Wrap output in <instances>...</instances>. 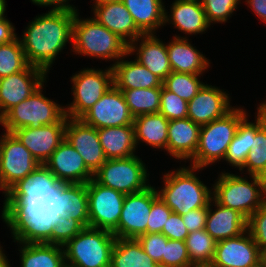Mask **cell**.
<instances>
[{
    "label": "cell",
    "mask_w": 266,
    "mask_h": 267,
    "mask_svg": "<svg viewBox=\"0 0 266 267\" xmlns=\"http://www.w3.org/2000/svg\"><path fill=\"white\" fill-rule=\"evenodd\" d=\"M254 13L257 14L264 22H266V0H247L246 1Z\"/></svg>",
    "instance_id": "cell-50"
},
{
    "label": "cell",
    "mask_w": 266,
    "mask_h": 267,
    "mask_svg": "<svg viewBox=\"0 0 266 267\" xmlns=\"http://www.w3.org/2000/svg\"><path fill=\"white\" fill-rule=\"evenodd\" d=\"M75 11L72 45L75 53L103 59H121L129 54V45L94 18L81 20Z\"/></svg>",
    "instance_id": "cell-6"
},
{
    "label": "cell",
    "mask_w": 266,
    "mask_h": 267,
    "mask_svg": "<svg viewBox=\"0 0 266 267\" xmlns=\"http://www.w3.org/2000/svg\"><path fill=\"white\" fill-rule=\"evenodd\" d=\"M106 159H118L134 156L136 150L134 125L97 129Z\"/></svg>",
    "instance_id": "cell-29"
},
{
    "label": "cell",
    "mask_w": 266,
    "mask_h": 267,
    "mask_svg": "<svg viewBox=\"0 0 266 267\" xmlns=\"http://www.w3.org/2000/svg\"><path fill=\"white\" fill-rule=\"evenodd\" d=\"M0 188L5 192L2 218L17 215L43 192L42 165L13 134L0 140Z\"/></svg>",
    "instance_id": "cell-1"
},
{
    "label": "cell",
    "mask_w": 266,
    "mask_h": 267,
    "mask_svg": "<svg viewBox=\"0 0 266 267\" xmlns=\"http://www.w3.org/2000/svg\"><path fill=\"white\" fill-rule=\"evenodd\" d=\"M110 267H162L145 253L137 239L116 238Z\"/></svg>",
    "instance_id": "cell-34"
},
{
    "label": "cell",
    "mask_w": 266,
    "mask_h": 267,
    "mask_svg": "<svg viewBox=\"0 0 266 267\" xmlns=\"http://www.w3.org/2000/svg\"><path fill=\"white\" fill-rule=\"evenodd\" d=\"M71 79L74 101L65 110L71 119H80L114 85L112 67L104 72L87 68Z\"/></svg>",
    "instance_id": "cell-13"
},
{
    "label": "cell",
    "mask_w": 266,
    "mask_h": 267,
    "mask_svg": "<svg viewBox=\"0 0 266 267\" xmlns=\"http://www.w3.org/2000/svg\"><path fill=\"white\" fill-rule=\"evenodd\" d=\"M251 175L266 178V122L256 131L251 151L247 155L244 165Z\"/></svg>",
    "instance_id": "cell-39"
},
{
    "label": "cell",
    "mask_w": 266,
    "mask_h": 267,
    "mask_svg": "<svg viewBox=\"0 0 266 267\" xmlns=\"http://www.w3.org/2000/svg\"><path fill=\"white\" fill-rule=\"evenodd\" d=\"M43 187L47 184H86L94 174L82 156L66 140L54 150L42 166Z\"/></svg>",
    "instance_id": "cell-12"
},
{
    "label": "cell",
    "mask_w": 266,
    "mask_h": 267,
    "mask_svg": "<svg viewBox=\"0 0 266 267\" xmlns=\"http://www.w3.org/2000/svg\"><path fill=\"white\" fill-rule=\"evenodd\" d=\"M251 177L253 182L249 183L240 176L222 173L213 186L212 199L224 207L237 210L248 219L266 203V178L257 175Z\"/></svg>",
    "instance_id": "cell-5"
},
{
    "label": "cell",
    "mask_w": 266,
    "mask_h": 267,
    "mask_svg": "<svg viewBox=\"0 0 266 267\" xmlns=\"http://www.w3.org/2000/svg\"><path fill=\"white\" fill-rule=\"evenodd\" d=\"M173 211L157 196L153 202L147 224V233H161Z\"/></svg>",
    "instance_id": "cell-45"
},
{
    "label": "cell",
    "mask_w": 266,
    "mask_h": 267,
    "mask_svg": "<svg viewBox=\"0 0 266 267\" xmlns=\"http://www.w3.org/2000/svg\"><path fill=\"white\" fill-rule=\"evenodd\" d=\"M74 11L50 10L28 25L21 44L29 65L46 73L69 39L72 41Z\"/></svg>",
    "instance_id": "cell-2"
},
{
    "label": "cell",
    "mask_w": 266,
    "mask_h": 267,
    "mask_svg": "<svg viewBox=\"0 0 266 267\" xmlns=\"http://www.w3.org/2000/svg\"><path fill=\"white\" fill-rule=\"evenodd\" d=\"M109 1H118V0H96L95 2V4H101V3H103V2H109Z\"/></svg>",
    "instance_id": "cell-55"
},
{
    "label": "cell",
    "mask_w": 266,
    "mask_h": 267,
    "mask_svg": "<svg viewBox=\"0 0 266 267\" xmlns=\"http://www.w3.org/2000/svg\"><path fill=\"white\" fill-rule=\"evenodd\" d=\"M250 267H266V263L260 258L254 265Z\"/></svg>",
    "instance_id": "cell-53"
},
{
    "label": "cell",
    "mask_w": 266,
    "mask_h": 267,
    "mask_svg": "<svg viewBox=\"0 0 266 267\" xmlns=\"http://www.w3.org/2000/svg\"><path fill=\"white\" fill-rule=\"evenodd\" d=\"M185 242L191 263L195 267H209L214 257L216 241L206 230L190 232Z\"/></svg>",
    "instance_id": "cell-36"
},
{
    "label": "cell",
    "mask_w": 266,
    "mask_h": 267,
    "mask_svg": "<svg viewBox=\"0 0 266 267\" xmlns=\"http://www.w3.org/2000/svg\"><path fill=\"white\" fill-rule=\"evenodd\" d=\"M200 127L188 117L170 120L166 151L178 159H191L198 147Z\"/></svg>",
    "instance_id": "cell-25"
},
{
    "label": "cell",
    "mask_w": 266,
    "mask_h": 267,
    "mask_svg": "<svg viewBox=\"0 0 266 267\" xmlns=\"http://www.w3.org/2000/svg\"><path fill=\"white\" fill-rule=\"evenodd\" d=\"M199 75L172 71L163 80L162 85L186 102H189L204 85L198 80Z\"/></svg>",
    "instance_id": "cell-38"
},
{
    "label": "cell",
    "mask_w": 266,
    "mask_h": 267,
    "mask_svg": "<svg viewBox=\"0 0 266 267\" xmlns=\"http://www.w3.org/2000/svg\"><path fill=\"white\" fill-rule=\"evenodd\" d=\"M15 28L5 17L0 19V44L11 42L16 38Z\"/></svg>",
    "instance_id": "cell-48"
},
{
    "label": "cell",
    "mask_w": 266,
    "mask_h": 267,
    "mask_svg": "<svg viewBox=\"0 0 266 267\" xmlns=\"http://www.w3.org/2000/svg\"><path fill=\"white\" fill-rule=\"evenodd\" d=\"M169 120L158 113L136 116L133 121L135 130V142L142 140L156 148L167 147Z\"/></svg>",
    "instance_id": "cell-33"
},
{
    "label": "cell",
    "mask_w": 266,
    "mask_h": 267,
    "mask_svg": "<svg viewBox=\"0 0 266 267\" xmlns=\"http://www.w3.org/2000/svg\"><path fill=\"white\" fill-rule=\"evenodd\" d=\"M5 223L11 228L14 239L23 244L21 267H65L62 246L44 243L16 215H7ZM63 249H61V248Z\"/></svg>",
    "instance_id": "cell-10"
},
{
    "label": "cell",
    "mask_w": 266,
    "mask_h": 267,
    "mask_svg": "<svg viewBox=\"0 0 266 267\" xmlns=\"http://www.w3.org/2000/svg\"><path fill=\"white\" fill-rule=\"evenodd\" d=\"M257 111L258 116L255 124L247 122V116L240 122L224 158L232 166L239 167V169L244 165L247 155L252 149L256 131L266 122L265 116L259 109Z\"/></svg>",
    "instance_id": "cell-31"
},
{
    "label": "cell",
    "mask_w": 266,
    "mask_h": 267,
    "mask_svg": "<svg viewBox=\"0 0 266 267\" xmlns=\"http://www.w3.org/2000/svg\"><path fill=\"white\" fill-rule=\"evenodd\" d=\"M166 48L173 72L202 74L209 65L207 58L186 38L175 36L174 40L166 45Z\"/></svg>",
    "instance_id": "cell-28"
},
{
    "label": "cell",
    "mask_w": 266,
    "mask_h": 267,
    "mask_svg": "<svg viewBox=\"0 0 266 267\" xmlns=\"http://www.w3.org/2000/svg\"><path fill=\"white\" fill-rule=\"evenodd\" d=\"M0 267H10L1 247H0Z\"/></svg>",
    "instance_id": "cell-51"
},
{
    "label": "cell",
    "mask_w": 266,
    "mask_h": 267,
    "mask_svg": "<svg viewBox=\"0 0 266 267\" xmlns=\"http://www.w3.org/2000/svg\"><path fill=\"white\" fill-rule=\"evenodd\" d=\"M40 198L55 213L71 216L84 228L89 227L86 184H47Z\"/></svg>",
    "instance_id": "cell-15"
},
{
    "label": "cell",
    "mask_w": 266,
    "mask_h": 267,
    "mask_svg": "<svg viewBox=\"0 0 266 267\" xmlns=\"http://www.w3.org/2000/svg\"><path fill=\"white\" fill-rule=\"evenodd\" d=\"M113 82L118 89L162 87V80L137 60L120 59L112 65Z\"/></svg>",
    "instance_id": "cell-27"
},
{
    "label": "cell",
    "mask_w": 266,
    "mask_h": 267,
    "mask_svg": "<svg viewBox=\"0 0 266 267\" xmlns=\"http://www.w3.org/2000/svg\"><path fill=\"white\" fill-rule=\"evenodd\" d=\"M159 264L162 267H195L188 256L186 242L172 239H168Z\"/></svg>",
    "instance_id": "cell-41"
},
{
    "label": "cell",
    "mask_w": 266,
    "mask_h": 267,
    "mask_svg": "<svg viewBox=\"0 0 266 267\" xmlns=\"http://www.w3.org/2000/svg\"><path fill=\"white\" fill-rule=\"evenodd\" d=\"M68 0H32L33 3L37 5H43V6H55L52 10H65V11H76L74 7H72L70 4H66Z\"/></svg>",
    "instance_id": "cell-49"
},
{
    "label": "cell",
    "mask_w": 266,
    "mask_h": 267,
    "mask_svg": "<svg viewBox=\"0 0 266 267\" xmlns=\"http://www.w3.org/2000/svg\"><path fill=\"white\" fill-rule=\"evenodd\" d=\"M115 241L111 231L86 227L64 245L65 264L69 267H110Z\"/></svg>",
    "instance_id": "cell-8"
},
{
    "label": "cell",
    "mask_w": 266,
    "mask_h": 267,
    "mask_svg": "<svg viewBox=\"0 0 266 267\" xmlns=\"http://www.w3.org/2000/svg\"><path fill=\"white\" fill-rule=\"evenodd\" d=\"M93 9L94 19L118 35L128 45L140 40L139 37L144 35L137 28L132 15L121 0L95 4Z\"/></svg>",
    "instance_id": "cell-23"
},
{
    "label": "cell",
    "mask_w": 266,
    "mask_h": 267,
    "mask_svg": "<svg viewBox=\"0 0 266 267\" xmlns=\"http://www.w3.org/2000/svg\"><path fill=\"white\" fill-rule=\"evenodd\" d=\"M5 10H6L5 0H0V19L4 17Z\"/></svg>",
    "instance_id": "cell-52"
},
{
    "label": "cell",
    "mask_w": 266,
    "mask_h": 267,
    "mask_svg": "<svg viewBox=\"0 0 266 267\" xmlns=\"http://www.w3.org/2000/svg\"><path fill=\"white\" fill-rule=\"evenodd\" d=\"M132 15L137 28L144 34H153L155 29L169 20L162 0H121Z\"/></svg>",
    "instance_id": "cell-30"
},
{
    "label": "cell",
    "mask_w": 266,
    "mask_h": 267,
    "mask_svg": "<svg viewBox=\"0 0 266 267\" xmlns=\"http://www.w3.org/2000/svg\"><path fill=\"white\" fill-rule=\"evenodd\" d=\"M261 259L266 263V250L261 253Z\"/></svg>",
    "instance_id": "cell-56"
},
{
    "label": "cell",
    "mask_w": 266,
    "mask_h": 267,
    "mask_svg": "<svg viewBox=\"0 0 266 267\" xmlns=\"http://www.w3.org/2000/svg\"><path fill=\"white\" fill-rule=\"evenodd\" d=\"M139 38L142 40L139 49L136 50L135 44L131 43L129 54L137 51L136 60L163 81L172 72L166 45L154 34L143 35Z\"/></svg>",
    "instance_id": "cell-26"
},
{
    "label": "cell",
    "mask_w": 266,
    "mask_h": 267,
    "mask_svg": "<svg viewBox=\"0 0 266 267\" xmlns=\"http://www.w3.org/2000/svg\"><path fill=\"white\" fill-rule=\"evenodd\" d=\"M43 84L33 94L11 108L0 123L6 132L12 133L24 127H38L58 123L65 116L64 107L44 97L41 93Z\"/></svg>",
    "instance_id": "cell-9"
},
{
    "label": "cell",
    "mask_w": 266,
    "mask_h": 267,
    "mask_svg": "<svg viewBox=\"0 0 266 267\" xmlns=\"http://www.w3.org/2000/svg\"><path fill=\"white\" fill-rule=\"evenodd\" d=\"M171 13L173 25L185 33H203L210 26L200 0H176Z\"/></svg>",
    "instance_id": "cell-32"
},
{
    "label": "cell",
    "mask_w": 266,
    "mask_h": 267,
    "mask_svg": "<svg viewBox=\"0 0 266 267\" xmlns=\"http://www.w3.org/2000/svg\"><path fill=\"white\" fill-rule=\"evenodd\" d=\"M168 239L185 241L189 235L181 215L172 213L161 232Z\"/></svg>",
    "instance_id": "cell-46"
},
{
    "label": "cell",
    "mask_w": 266,
    "mask_h": 267,
    "mask_svg": "<svg viewBox=\"0 0 266 267\" xmlns=\"http://www.w3.org/2000/svg\"><path fill=\"white\" fill-rule=\"evenodd\" d=\"M159 113L169 121L187 118L188 102L162 86Z\"/></svg>",
    "instance_id": "cell-40"
},
{
    "label": "cell",
    "mask_w": 266,
    "mask_h": 267,
    "mask_svg": "<svg viewBox=\"0 0 266 267\" xmlns=\"http://www.w3.org/2000/svg\"><path fill=\"white\" fill-rule=\"evenodd\" d=\"M67 118L65 115L58 123L24 127L16 129L12 133L43 166L54 150L64 141Z\"/></svg>",
    "instance_id": "cell-18"
},
{
    "label": "cell",
    "mask_w": 266,
    "mask_h": 267,
    "mask_svg": "<svg viewBox=\"0 0 266 267\" xmlns=\"http://www.w3.org/2000/svg\"><path fill=\"white\" fill-rule=\"evenodd\" d=\"M208 207L209 206L197 208L181 216L184 222V225L188 229L189 233L193 231L205 229L206 219H207V214H208Z\"/></svg>",
    "instance_id": "cell-47"
},
{
    "label": "cell",
    "mask_w": 266,
    "mask_h": 267,
    "mask_svg": "<svg viewBox=\"0 0 266 267\" xmlns=\"http://www.w3.org/2000/svg\"><path fill=\"white\" fill-rule=\"evenodd\" d=\"M207 22H226L240 0H200Z\"/></svg>",
    "instance_id": "cell-42"
},
{
    "label": "cell",
    "mask_w": 266,
    "mask_h": 267,
    "mask_svg": "<svg viewBox=\"0 0 266 267\" xmlns=\"http://www.w3.org/2000/svg\"><path fill=\"white\" fill-rule=\"evenodd\" d=\"M247 230L260 253L266 250V203L247 219Z\"/></svg>",
    "instance_id": "cell-43"
},
{
    "label": "cell",
    "mask_w": 266,
    "mask_h": 267,
    "mask_svg": "<svg viewBox=\"0 0 266 267\" xmlns=\"http://www.w3.org/2000/svg\"><path fill=\"white\" fill-rule=\"evenodd\" d=\"M141 244L143 250L148 254L156 263L162 261L165 246L168 238L162 233H147L142 234L136 238Z\"/></svg>",
    "instance_id": "cell-44"
},
{
    "label": "cell",
    "mask_w": 266,
    "mask_h": 267,
    "mask_svg": "<svg viewBox=\"0 0 266 267\" xmlns=\"http://www.w3.org/2000/svg\"><path fill=\"white\" fill-rule=\"evenodd\" d=\"M70 122V123H69ZM65 139L84 159L86 167L94 174L107 160L95 127L81 119L67 118Z\"/></svg>",
    "instance_id": "cell-20"
},
{
    "label": "cell",
    "mask_w": 266,
    "mask_h": 267,
    "mask_svg": "<svg viewBox=\"0 0 266 267\" xmlns=\"http://www.w3.org/2000/svg\"><path fill=\"white\" fill-rule=\"evenodd\" d=\"M86 187L89 227L112 232L118 226L126 194L103 186L94 178Z\"/></svg>",
    "instance_id": "cell-14"
},
{
    "label": "cell",
    "mask_w": 266,
    "mask_h": 267,
    "mask_svg": "<svg viewBox=\"0 0 266 267\" xmlns=\"http://www.w3.org/2000/svg\"><path fill=\"white\" fill-rule=\"evenodd\" d=\"M246 117L243 109H232L225 116L202 125L199 143L195 155L191 158L192 166L204 168L224 159L229 144L234 138L240 122Z\"/></svg>",
    "instance_id": "cell-7"
},
{
    "label": "cell",
    "mask_w": 266,
    "mask_h": 267,
    "mask_svg": "<svg viewBox=\"0 0 266 267\" xmlns=\"http://www.w3.org/2000/svg\"><path fill=\"white\" fill-rule=\"evenodd\" d=\"M162 87L120 89L124 95L131 115L158 113Z\"/></svg>",
    "instance_id": "cell-35"
},
{
    "label": "cell",
    "mask_w": 266,
    "mask_h": 267,
    "mask_svg": "<svg viewBox=\"0 0 266 267\" xmlns=\"http://www.w3.org/2000/svg\"><path fill=\"white\" fill-rule=\"evenodd\" d=\"M228 94L213 86L203 85L188 102L187 117L200 126L225 116L233 107Z\"/></svg>",
    "instance_id": "cell-22"
},
{
    "label": "cell",
    "mask_w": 266,
    "mask_h": 267,
    "mask_svg": "<svg viewBox=\"0 0 266 267\" xmlns=\"http://www.w3.org/2000/svg\"><path fill=\"white\" fill-rule=\"evenodd\" d=\"M212 201L217 209L212 213L209 203L205 230L216 242L248 232L247 219L241 213Z\"/></svg>",
    "instance_id": "cell-24"
},
{
    "label": "cell",
    "mask_w": 266,
    "mask_h": 267,
    "mask_svg": "<svg viewBox=\"0 0 266 267\" xmlns=\"http://www.w3.org/2000/svg\"><path fill=\"white\" fill-rule=\"evenodd\" d=\"M136 155L127 158L107 159L94 173V179L103 186L133 194L145 190L147 170Z\"/></svg>",
    "instance_id": "cell-11"
},
{
    "label": "cell",
    "mask_w": 266,
    "mask_h": 267,
    "mask_svg": "<svg viewBox=\"0 0 266 267\" xmlns=\"http://www.w3.org/2000/svg\"><path fill=\"white\" fill-rule=\"evenodd\" d=\"M191 168H181L176 172L164 175V189L157 191L158 197L173 213L181 216L191 210L209 206L213 198L211 197L212 192L193 172V170L201 168L194 166Z\"/></svg>",
    "instance_id": "cell-4"
},
{
    "label": "cell",
    "mask_w": 266,
    "mask_h": 267,
    "mask_svg": "<svg viewBox=\"0 0 266 267\" xmlns=\"http://www.w3.org/2000/svg\"><path fill=\"white\" fill-rule=\"evenodd\" d=\"M80 119L96 129L133 125L134 121L122 91L115 85L111 86Z\"/></svg>",
    "instance_id": "cell-17"
},
{
    "label": "cell",
    "mask_w": 266,
    "mask_h": 267,
    "mask_svg": "<svg viewBox=\"0 0 266 267\" xmlns=\"http://www.w3.org/2000/svg\"><path fill=\"white\" fill-rule=\"evenodd\" d=\"M248 235V236H247ZM216 242L214 257L209 267H250L261 253L250 233Z\"/></svg>",
    "instance_id": "cell-21"
},
{
    "label": "cell",
    "mask_w": 266,
    "mask_h": 267,
    "mask_svg": "<svg viewBox=\"0 0 266 267\" xmlns=\"http://www.w3.org/2000/svg\"><path fill=\"white\" fill-rule=\"evenodd\" d=\"M28 66L18 37L11 42L0 44V78L24 71Z\"/></svg>",
    "instance_id": "cell-37"
},
{
    "label": "cell",
    "mask_w": 266,
    "mask_h": 267,
    "mask_svg": "<svg viewBox=\"0 0 266 267\" xmlns=\"http://www.w3.org/2000/svg\"><path fill=\"white\" fill-rule=\"evenodd\" d=\"M16 216L44 243L62 247L84 229L71 216L55 213L40 197Z\"/></svg>",
    "instance_id": "cell-3"
},
{
    "label": "cell",
    "mask_w": 266,
    "mask_h": 267,
    "mask_svg": "<svg viewBox=\"0 0 266 267\" xmlns=\"http://www.w3.org/2000/svg\"><path fill=\"white\" fill-rule=\"evenodd\" d=\"M157 196L151 185L141 192L126 194L118 226L112 231L115 237L136 239L147 234L152 202Z\"/></svg>",
    "instance_id": "cell-16"
},
{
    "label": "cell",
    "mask_w": 266,
    "mask_h": 267,
    "mask_svg": "<svg viewBox=\"0 0 266 267\" xmlns=\"http://www.w3.org/2000/svg\"><path fill=\"white\" fill-rule=\"evenodd\" d=\"M258 109L260 110V112H261V113L265 116V118H266V103L264 102V103L260 104V106H259Z\"/></svg>",
    "instance_id": "cell-54"
},
{
    "label": "cell",
    "mask_w": 266,
    "mask_h": 267,
    "mask_svg": "<svg viewBox=\"0 0 266 267\" xmlns=\"http://www.w3.org/2000/svg\"><path fill=\"white\" fill-rule=\"evenodd\" d=\"M46 74L44 70L29 65L24 71L0 78V119L30 97L45 82Z\"/></svg>",
    "instance_id": "cell-19"
}]
</instances>
